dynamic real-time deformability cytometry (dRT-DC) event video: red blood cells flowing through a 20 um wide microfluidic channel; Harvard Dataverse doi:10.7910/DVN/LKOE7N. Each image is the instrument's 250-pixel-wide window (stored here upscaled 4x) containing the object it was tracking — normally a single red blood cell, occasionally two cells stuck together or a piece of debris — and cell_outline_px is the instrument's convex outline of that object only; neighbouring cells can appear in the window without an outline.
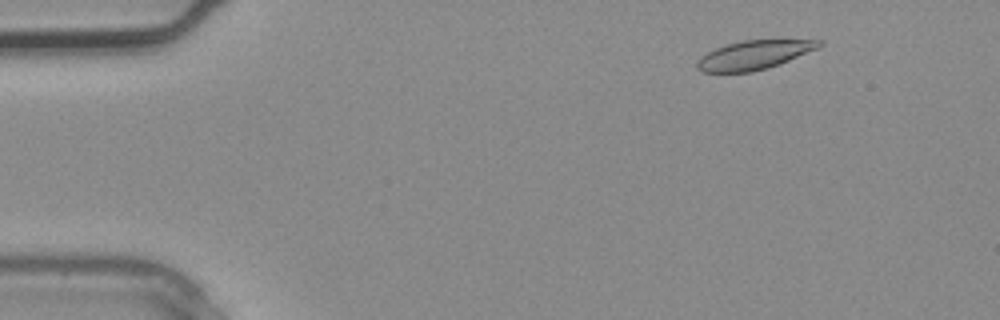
{"species": "common noctule bat (a hibernating species)", "species_latin": "Nyctalus noctula", "temperature_condition": "warm", "stored_images_in_passage": 2, "camera_frame_rate_fps": 3000, "um_per_image_px": 0.085, "animal": {"sex": "male", "body_mass_g": 20.4}, "frame": {"image": 1, "passage_image": 1, "time_ms": 0.0, "image_size_px": [1000, 320], "cell_outline_px": [[824, 44], [816, 48], [780, 64], [768, 68], [752, 72], [704, 72], [696, 68], [696, 60], [700, 56], [716, 48], [728, 44], [744, 40], [824, 40]], "centroid_in_image_um": [64.06, 4.68], "position_along_channel_um": 20.9, "area_um2": 20.4}}
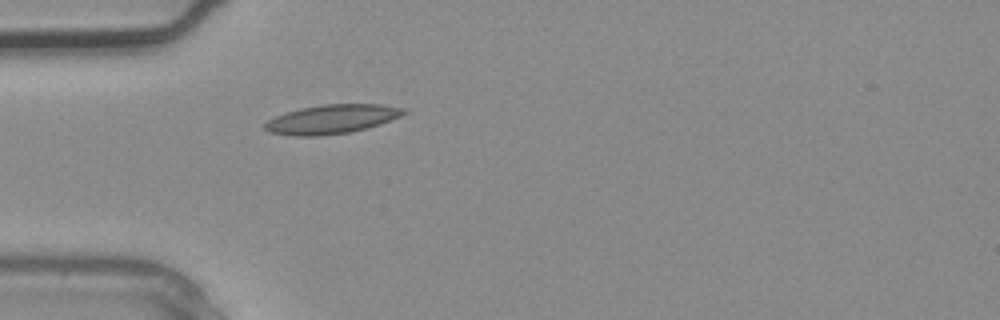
{"frame": {"image": 2, "passage_image": 2, "time_ms": 0.333, "image_size_px": [1000, 320], "cell_outline_px": [[408, 112], [400, 116], [380, 124], [352, 132], [320, 136], [292, 136], [268, 132], [264, 128], [264, 124], [268, 120], [276, 116], [300, 108], [324, 104], [380, 104], [408, 108]], "centroid_in_image_um": [28.23, 10.13], "position_along_channel_um": 56.8, "area_um2": 23.64}}